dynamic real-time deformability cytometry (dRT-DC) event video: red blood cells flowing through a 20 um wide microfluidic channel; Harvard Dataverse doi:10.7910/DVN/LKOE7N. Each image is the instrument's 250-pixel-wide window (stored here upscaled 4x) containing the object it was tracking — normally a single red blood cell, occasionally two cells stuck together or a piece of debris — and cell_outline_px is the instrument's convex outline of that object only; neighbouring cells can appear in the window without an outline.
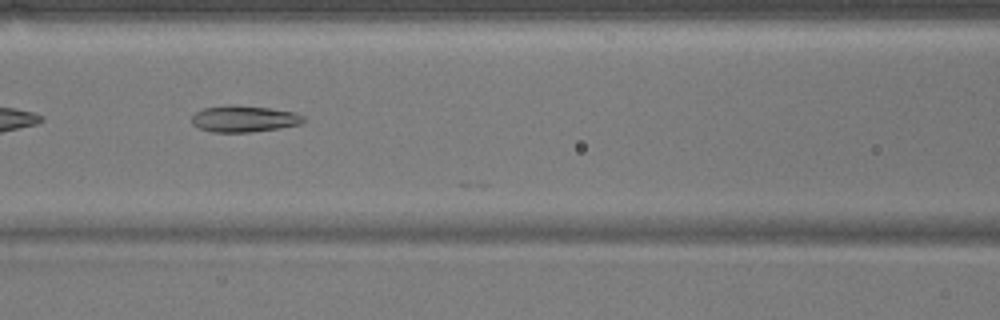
{"species": "common noctule bat (a hibernating species)", "species_latin": "Nyctalus noctula", "temperature_condition": "warm", "stored_images_in_passage": 28, "camera_frame_rate_fps": 3000, "um_per_image_px": 0.085, "animal": {"sex": "male", "body_mass_g": 17.9}, "frame": {"image": 1, "passage_image": 20, "time_ms": 6.333, "image_size_px": [1000, 320], "cell_outline_px": [[308, 120], [300, 124], [280, 128], [248, 132], [212, 132], [200, 128], [192, 124], [192, 116], [196, 112], [204, 108], [224, 104], [228, 104], [268, 108], [296, 112], [304, 116]], "centroid_in_image_um": [20.76, 10.09], "position_along_channel_um": 145.8, "area_um2": 17.34}}
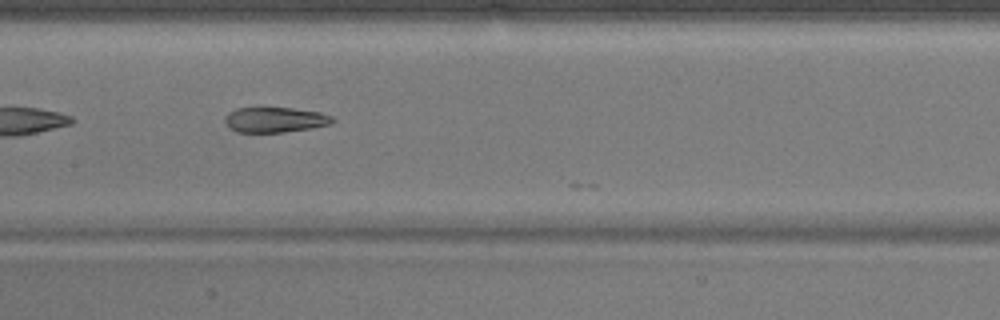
{"frame": {"image": 2, "passage_image": 23, "time_ms": 7.333, "image_size_px": [1000, 320], "cell_outline_px": [[336, 120], [332, 124], [312, 128], [284, 132], [236, 132], [228, 128], [224, 120], [228, 112], [236, 108], [260, 104], [292, 108], [320, 112], [332, 116]], "centroid_in_image_um": [23.33, 10.13], "position_along_channel_um": 184.1, "area_um2": 16.76}}